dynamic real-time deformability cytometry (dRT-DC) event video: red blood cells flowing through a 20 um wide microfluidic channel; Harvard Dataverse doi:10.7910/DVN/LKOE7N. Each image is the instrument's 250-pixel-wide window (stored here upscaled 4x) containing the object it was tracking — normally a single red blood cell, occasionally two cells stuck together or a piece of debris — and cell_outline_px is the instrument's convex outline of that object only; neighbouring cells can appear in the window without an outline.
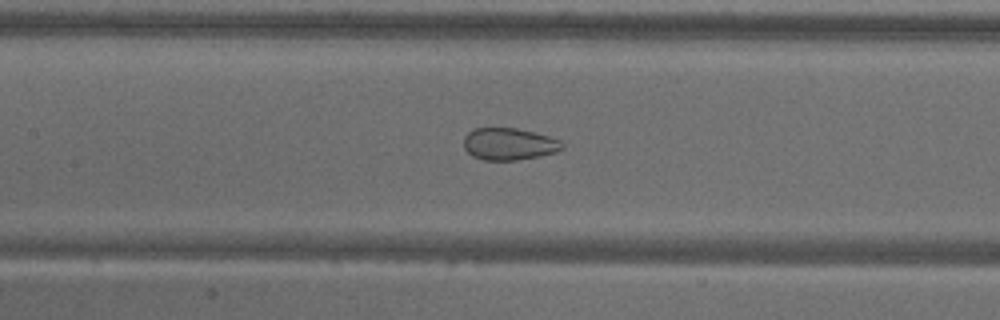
{"species": "common noctule bat (a hibernating species)", "species_latin": "Nyctalus noctula", "temperature_condition": "warm", "stored_images_in_passage": 45, "camera_frame_rate_fps": 3000, "um_per_image_px": 0.085, "animal": {"sex": "male", "body_mass_g": 18.8}, "frame": {"image": 1, "passage_image": 15, "time_ms": 4.667, "image_size_px": [1000, 320], "cell_outline_px": [[564, 148], [556, 152], [540, 156], [516, 160], [484, 160], [472, 156], [464, 148], [464, 136], [468, 132], [476, 128], [516, 128], [548, 136], [560, 140], [564, 144]], "centroid_in_image_um": [43.27, 12.24], "position_along_channel_um": 164.1, "area_um2": 18.38}}
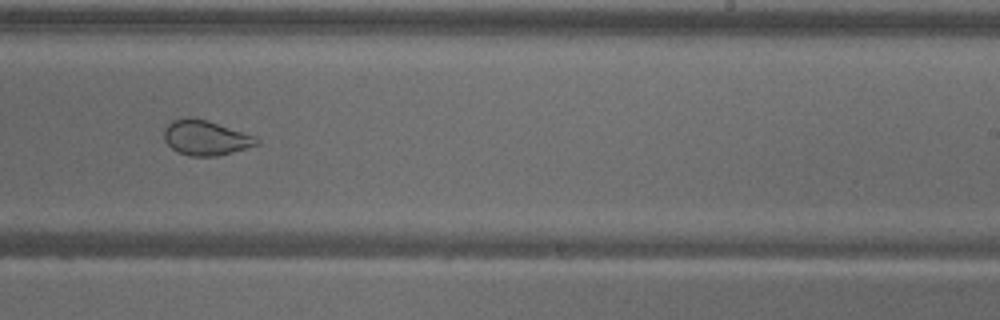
{"frame": {"image": 2, "passage_image": 24, "time_ms": 7.667, "image_size_px": [1000, 320], "cell_outline_px": [[260, 144], [232, 152], [216, 156], [188, 156], [172, 148], [164, 140], [164, 128], [172, 120], [188, 116], [204, 120], [256, 136], [260, 140]], "centroid_in_image_um": [17.47, 11.71], "position_along_channel_um": 271.5, "area_um2": 18.67}}
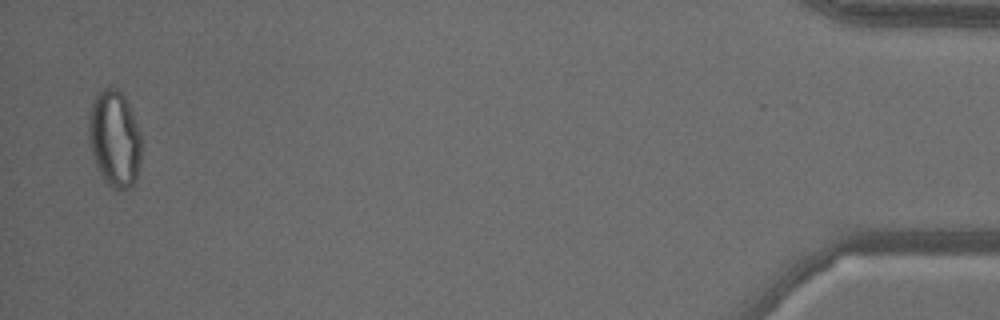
{"frame": {"image": 3, "passage_image": 44, "time_ms": 14.333, "image_size_px": [1000, 320], "cell_outline_px": [[140, 164], [136, 180], [128, 188], [120, 192], [112, 188], [104, 180], [96, 164], [92, 152], [88, 136], [88, 120], [92, 104], [96, 92], [108, 84], [112, 84], [120, 88], [128, 104], [140, 136]], "centroid_in_image_um": [9.71, 11.74], "position_along_channel_um": 425.5, "area_um2": 29.82}, "authors_computed_cell_mechanics": {"area_um2": 23.409, "velocity_mm_per_s": 3.5935, "shape_relaxation_time_tau1_ms": null, "shape_relaxation_time_tau2_ms": 0.7703, "deformation_change_tau1": null, "deformation_change_tau2": 0.0518}}